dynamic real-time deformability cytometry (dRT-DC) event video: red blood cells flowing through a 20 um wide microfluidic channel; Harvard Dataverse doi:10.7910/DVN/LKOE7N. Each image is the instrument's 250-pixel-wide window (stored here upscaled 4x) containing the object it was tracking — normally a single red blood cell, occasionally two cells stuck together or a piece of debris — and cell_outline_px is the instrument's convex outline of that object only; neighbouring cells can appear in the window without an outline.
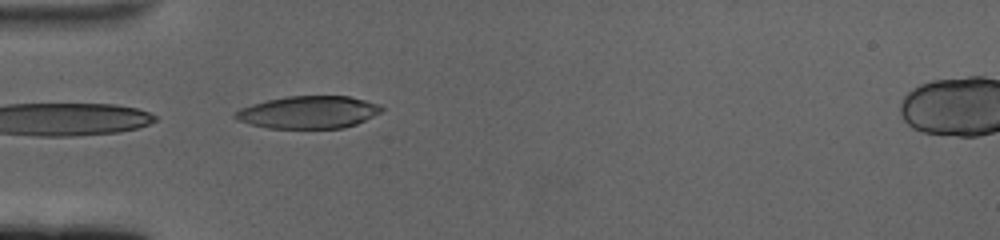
{"species": "human", "species_latin": "Homo sapiens", "temperature_condition": "cold", "stored_images_in_passage": 23, "camera_frame_rate_fps": 3000, "um_per_image_px": 0.085, "donor": {"sex": "female"}, "frame": {"image": 1, "passage_image": 1, "time_ms": 0.0, "image_size_px": [1000, 240], "cell_outline_px": [[384, 108], [380, 112], [356, 124], [344, 128], [268, 128], [236, 120], [232, 116], [240, 108], [252, 104], [268, 100], [288, 96], [348, 96], [380, 104]], "centroid_in_image_um": [26.21, 9.54], "position_along_channel_um": 58.8, "area_um2": 27.51}}
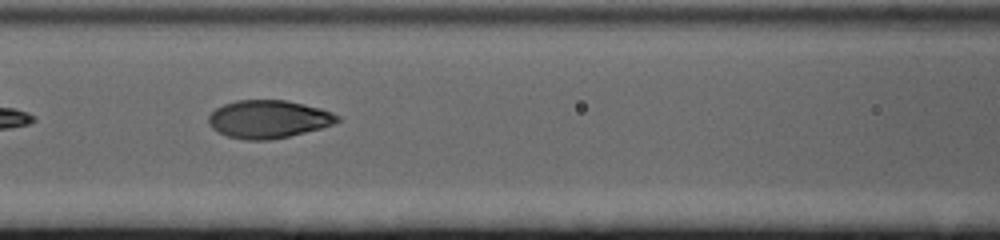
{"frame": {"image": 2, "passage_image": 9, "time_ms": 2.667, "image_size_px": [1000, 240], "cell_outline_px": [[340, 120], [332, 124], [320, 128], [288, 136], [268, 140], [248, 140], [228, 136], [212, 128], [208, 124], [208, 116], [216, 108], [224, 104], [236, 100], [288, 100], [320, 108], [332, 112], [340, 116]], "centroid_in_image_um": [22.81, 10.11], "position_along_channel_um": 143.8, "area_um2": 28.32}}
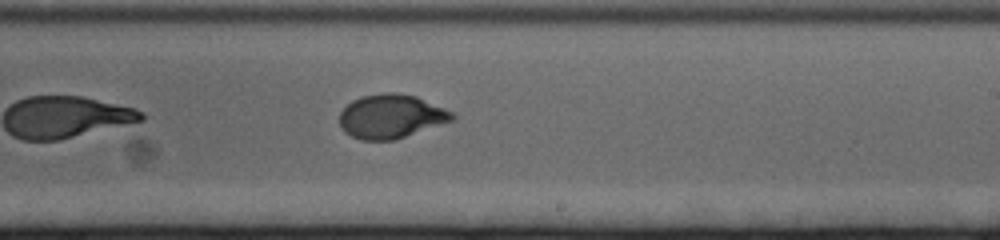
{"frame": {"image": 3, "passage_image": 19, "time_ms": 6.0, "image_size_px": [1000, 240], "cell_outline_px": [[456, 116], [452, 120], [396, 140], [360, 140], [344, 132], [340, 128], [340, 112], [352, 100], [360, 96], [384, 92], [396, 92], [416, 96], [444, 108], [452, 112]], "centroid_in_image_um": [33.21, 9.89], "position_along_channel_um": 255.8, "area_um2": 28.9}}